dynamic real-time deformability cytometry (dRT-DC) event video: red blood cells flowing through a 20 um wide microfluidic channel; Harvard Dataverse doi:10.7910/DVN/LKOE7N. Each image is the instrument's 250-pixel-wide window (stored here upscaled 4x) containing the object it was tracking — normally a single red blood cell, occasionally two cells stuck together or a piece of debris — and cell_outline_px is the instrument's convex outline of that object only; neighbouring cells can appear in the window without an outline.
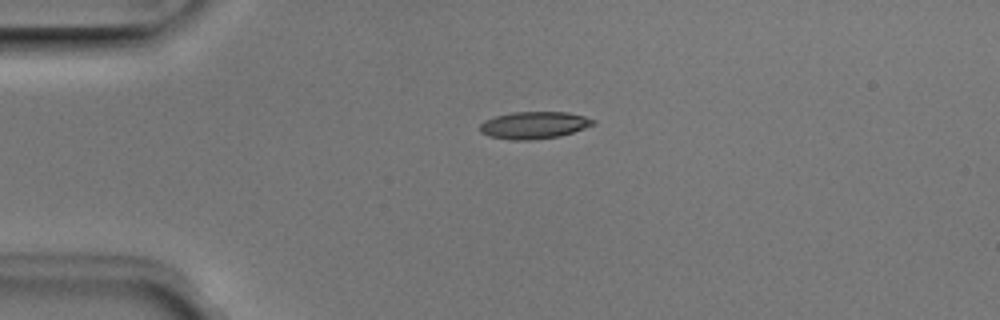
{"species": "Egyptian fruit bat (a non-hibernating species)", "species_latin": "Rousettus aegyptiacus", "temperature_condition": "room temperature", "stored_images_in_passage": 7, "camera_frame_rate_fps": 3000, "um_per_image_px": 0.085, "animal": {"sex": "male"}, "frame": {"image": 1, "passage_image": 3, "time_ms": 0.667, "image_size_px": [1000, 320], "cell_outline_px": [[596, 124], [560, 136], [528, 140], [512, 140], [488, 136], [480, 132], [480, 124], [484, 120], [496, 116], [512, 112], [568, 112], [584, 116], [596, 120]], "centroid_in_image_um": [45.39, 10.63], "position_along_channel_um": 39.6, "area_um2": 17.92}}
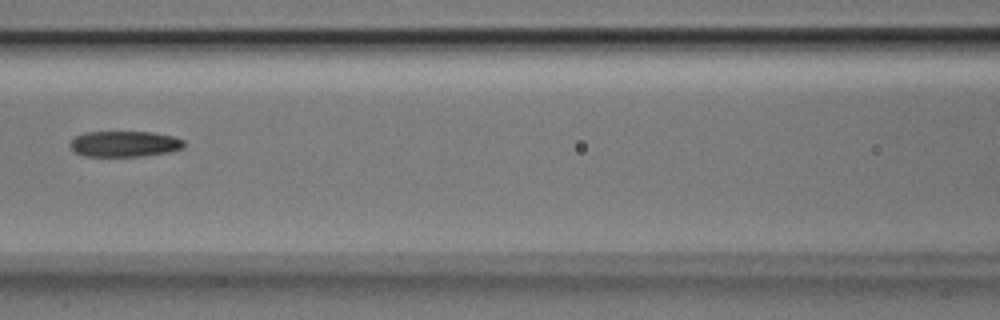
{"frame": {"image": 2, "passage_image": 6, "time_ms": 1.667, "image_size_px": [1000, 320], "cell_outline_px": [[184, 148], [168, 152], [140, 156], [84, 156], [76, 152], [68, 144], [76, 136], [84, 132], [152, 132], [172, 136], [184, 140]], "centroid_in_image_um": [10.58, 12.23], "position_along_channel_um": 156.0, "area_um2": 17.05}}
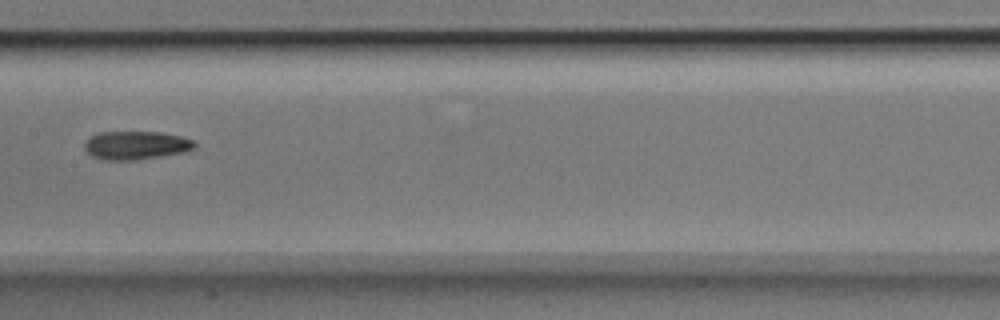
{"frame": {"image": 3, "passage_image": 7, "time_ms": 2.0, "image_size_px": [1000, 320], "cell_outline_px": [[196, 148], [184, 152], [136, 160], [104, 160], [92, 156], [84, 148], [84, 140], [88, 136], [96, 132], [160, 132], [180, 136], [192, 140], [196, 144]], "centroid_in_image_um": [11.51, 12.34], "position_along_channel_um": 195.9, "area_um2": 18.38}}